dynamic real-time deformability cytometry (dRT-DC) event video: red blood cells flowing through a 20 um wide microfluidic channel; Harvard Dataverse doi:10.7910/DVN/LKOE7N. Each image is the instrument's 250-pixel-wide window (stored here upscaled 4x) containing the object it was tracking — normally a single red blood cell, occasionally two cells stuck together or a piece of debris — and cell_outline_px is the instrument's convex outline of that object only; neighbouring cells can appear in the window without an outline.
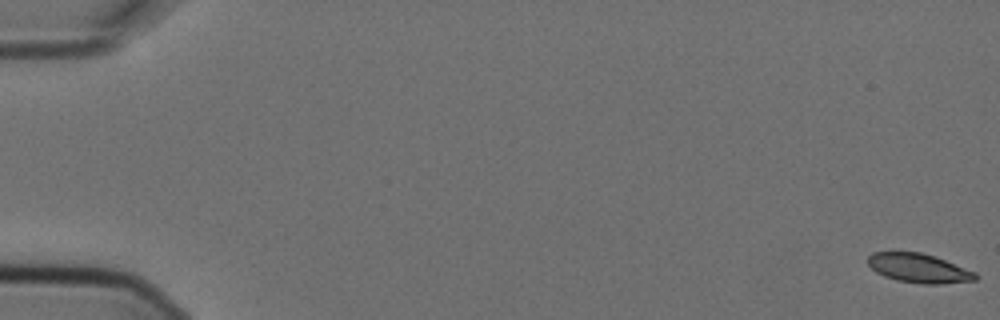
{"species": "Egyptian fruit bat (a non-hibernating species)", "species_latin": "Rousettus aegyptiacus", "temperature_condition": "cold", "stored_images_in_passage": 5, "camera_frame_rate_fps": 3000, "um_per_image_px": 0.085, "animal": {"sex": "female"}, "frame": {"image": 1, "passage_image": 1, "time_ms": 0.0, "image_size_px": [1000, 320], "cell_outline_px": [[976, 280], [940, 284], [924, 284], [896, 280], [884, 276], [876, 272], [868, 264], [868, 256], [872, 252], [920, 252], [936, 256], [976, 272]], "centroid_in_image_um": [78.09, 22.79], "position_along_channel_um": 6.9, "area_um2": 18.26}}
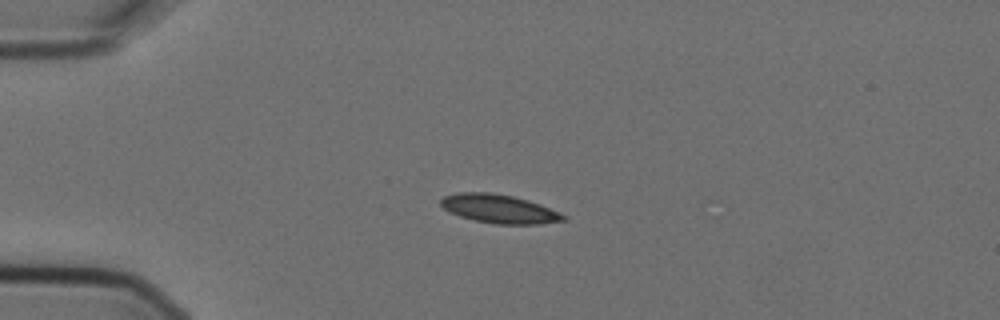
{"frame": {"image": 2, "passage_image": 4, "time_ms": 1.0, "image_size_px": [1000, 320], "cell_outline_px": [[568, 220], [540, 224], [496, 224], [476, 220], [460, 216], [444, 208], [440, 204], [440, 200], [444, 196], [456, 192], [488, 192], [512, 196], [528, 200], [540, 204], [560, 212], [568, 216]], "centroid_in_image_um": [42.48, 17.75], "position_along_channel_um": 42.5, "area_um2": 20.46}}